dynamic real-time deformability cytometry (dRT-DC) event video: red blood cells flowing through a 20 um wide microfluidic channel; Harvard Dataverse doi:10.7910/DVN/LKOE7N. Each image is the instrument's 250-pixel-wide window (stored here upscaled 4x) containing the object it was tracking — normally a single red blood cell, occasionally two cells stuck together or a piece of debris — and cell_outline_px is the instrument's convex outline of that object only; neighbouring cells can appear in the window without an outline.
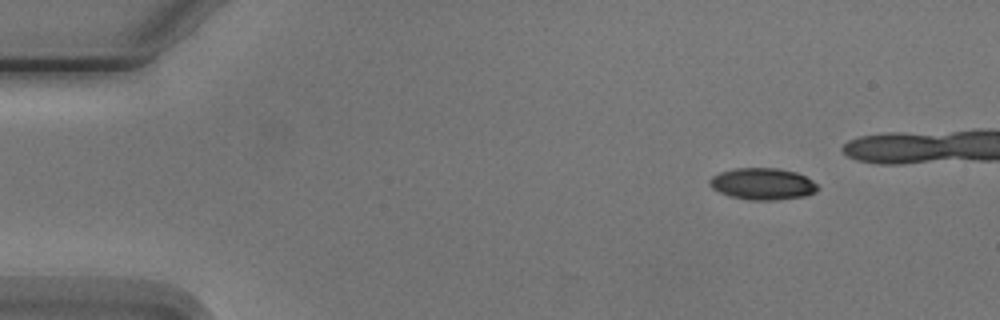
{"species": "Egyptian fruit bat (a non-hibernating species)", "species_latin": "Rousettus aegyptiacus", "temperature_condition": "cold", "stored_images_in_passage": 5, "camera_frame_rate_fps": 3000, "um_per_image_px": 0.085, "animal": {"sex": "male"}, "frame": {"image": 1, "passage_image": 2, "time_ms": 1.333, "image_size_px": [1000, 320], "cell_outline_px": [[820, 188], [816, 192], [804, 196], [772, 200], [748, 200], [732, 196], [720, 192], [712, 188], [708, 184], [708, 180], [712, 176], [720, 172], [736, 168], [776, 168], [796, 172], [812, 180]], "centroid_in_image_um": [64.81, 15.63], "position_along_channel_um": 20.2, "area_um2": 19.88}}